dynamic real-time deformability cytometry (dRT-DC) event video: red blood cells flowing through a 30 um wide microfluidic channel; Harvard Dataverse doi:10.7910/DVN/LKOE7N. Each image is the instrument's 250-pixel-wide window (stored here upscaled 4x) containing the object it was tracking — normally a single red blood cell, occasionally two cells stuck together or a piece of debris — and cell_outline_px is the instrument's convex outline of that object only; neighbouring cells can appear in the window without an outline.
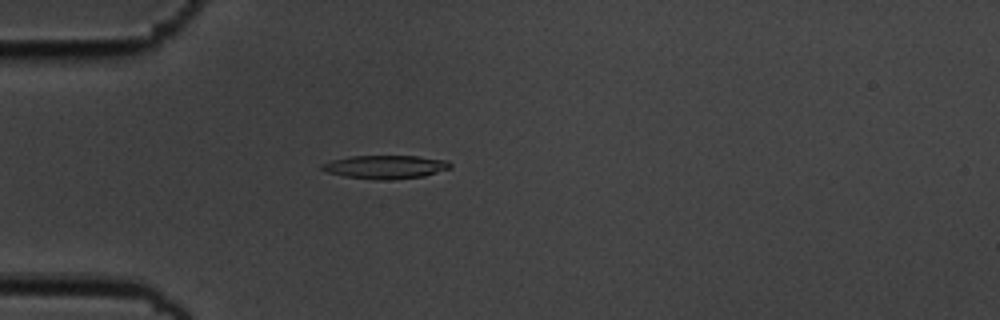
{"species": "common noctule bat (a hibernating species)", "species_latin": "Nyctalus noctula", "temperature_condition": "cold", "stored_images_in_passage": 2, "camera_frame_rate_fps": 3000, "um_per_image_px": 0.085, "animal": {"sex": "male", "body_mass_g": 19.5, "forearm_length_mm": 54.6}, "frame": {"image": 1, "passage_image": 1, "time_ms": 0.0, "image_size_px": [1000, 320], "cell_outline_px": [[452, 168], [424, 176], [388, 180], [376, 180], [344, 176], [328, 172], [320, 168], [320, 164], [332, 160], [348, 156], [416, 156], [448, 160], [452, 164]], "centroid_in_image_um": [32.77, 14.19], "position_along_channel_um": 52.2, "area_um2": 17.63}}